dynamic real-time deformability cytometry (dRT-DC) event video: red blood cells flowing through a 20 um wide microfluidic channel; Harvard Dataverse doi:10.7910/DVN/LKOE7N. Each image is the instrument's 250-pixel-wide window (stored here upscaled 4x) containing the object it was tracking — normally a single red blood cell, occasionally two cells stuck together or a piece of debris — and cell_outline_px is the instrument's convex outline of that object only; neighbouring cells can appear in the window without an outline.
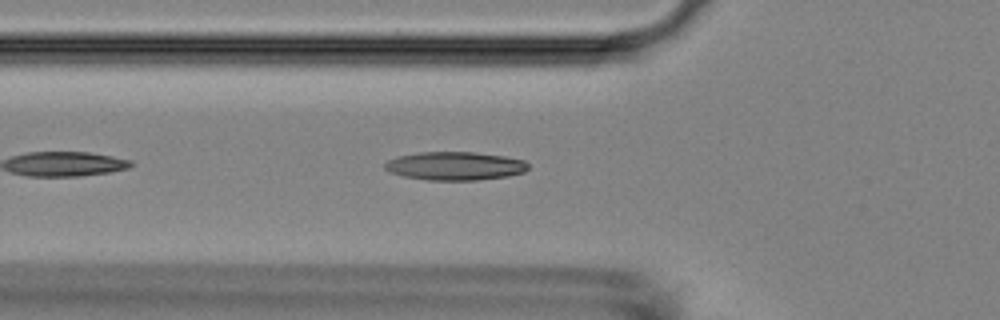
{"species": "Egyptian fruit bat (a non-hibernating species)", "species_latin": "Rousettus aegyptiacus", "temperature_condition": "room temperature", "stored_images_in_passage": 26, "camera_frame_rate_fps": 3000, "um_per_image_px": 0.085, "animal": {"sex": "female"}, "frame": {"image": 1, "passage_image": 5, "time_ms": 1.333, "image_size_px": [1000, 320], "cell_outline_px": [[528, 168], [524, 172], [508, 176], [476, 180], [428, 180], [404, 176], [388, 172], [384, 168], [384, 164], [388, 160], [396, 156], [420, 152], [476, 152], [504, 156], [524, 160], [528, 164]], "centroid_in_image_um": [38.65, 14.1], "position_along_channel_um": 87.1, "area_um2": 23.81}}